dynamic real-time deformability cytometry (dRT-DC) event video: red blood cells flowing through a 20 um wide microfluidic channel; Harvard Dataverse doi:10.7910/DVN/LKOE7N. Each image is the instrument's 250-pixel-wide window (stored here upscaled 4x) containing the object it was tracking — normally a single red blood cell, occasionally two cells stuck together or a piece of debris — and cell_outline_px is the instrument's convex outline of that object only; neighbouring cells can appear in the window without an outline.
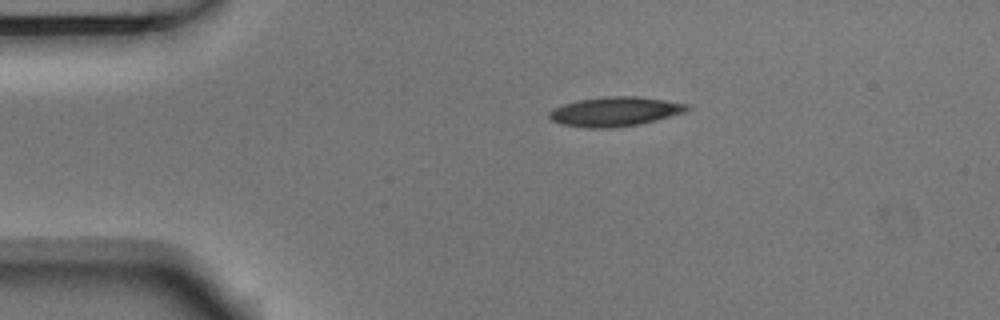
{"species": "Egyptian fruit bat (a non-hibernating species)", "species_latin": "Rousettus aegyptiacus", "temperature_condition": "room temperature", "stored_images_in_passage": 4, "camera_frame_rate_fps": 3000, "um_per_image_px": 0.085, "animal": {"sex": "male"}, "frame": {"image": 1, "passage_image": 1, "time_ms": 0.0, "image_size_px": [1000, 320], "cell_outline_px": [[692, 108], [688, 112], [640, 124], [612, 128], [584, 128], [560, 124], [552, 120], [548, 116], [548, 112], [564, 104], [580, 100], [612, 96], [636, 96], [664, 100], [688, 104]], "centroid_in_image_um": [52.32, 9.5], "position_along_channel_um": 32.7, "area_um2": 23.64}}
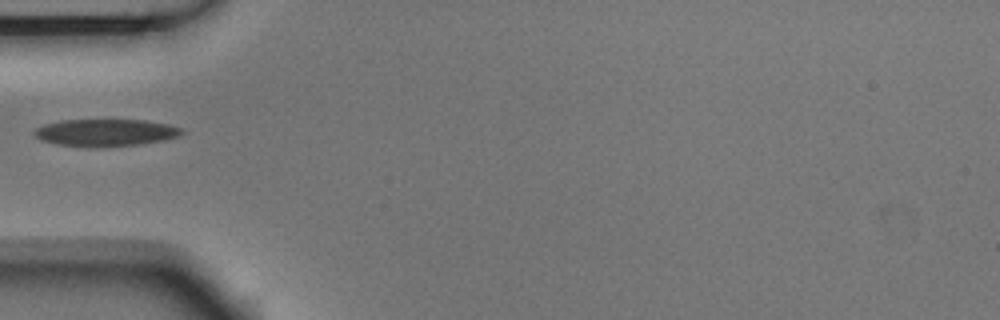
{"frame": {"image": 2, "passage_image": 3, "time_ms": 0.667, "image_size_px": [1000, 320], "cell_outline_px": [[184, 132], [180, 136], [164, 140], [140, 144], [92, 148], [56, 144], [40, 140], [32, 132], [36, 128], [44, 124], [60, 120], [144, 120], [168, 124], [184, 128]], "centroid_in_image_um": [8.98, 11.28], "position_along_channel_um": 76.0, "area_um2": 23.64}}
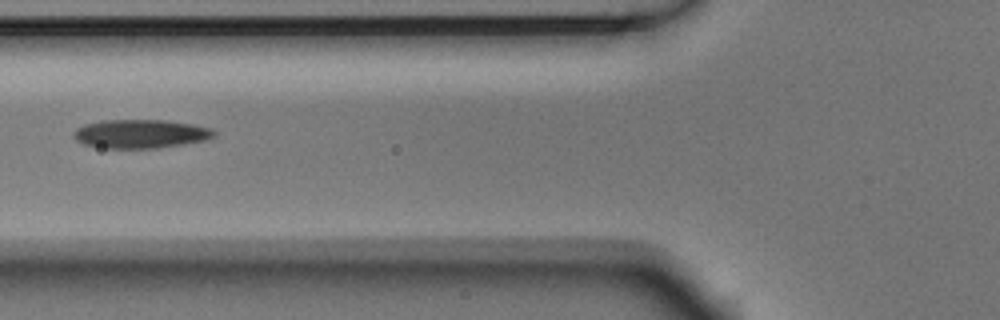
{"frame": {"image": 3, "passage_image": 4, "time_ms": 1.0, "image_size_px": [1000, 320], "cell_outline_px": [[216, 136], [204, 140], [156, 148], [104, 148], [84, 144], [76, 140], [72, 136], [72, 132], [76, 128], [84, 124], [104, 120], [164, 120], [192, 124], [212, 128], [216, 132]], "centroid_in_image_um": [11.92, 11.37], "position_along_channel_um": 113.9, "area_um2": 23.47}}